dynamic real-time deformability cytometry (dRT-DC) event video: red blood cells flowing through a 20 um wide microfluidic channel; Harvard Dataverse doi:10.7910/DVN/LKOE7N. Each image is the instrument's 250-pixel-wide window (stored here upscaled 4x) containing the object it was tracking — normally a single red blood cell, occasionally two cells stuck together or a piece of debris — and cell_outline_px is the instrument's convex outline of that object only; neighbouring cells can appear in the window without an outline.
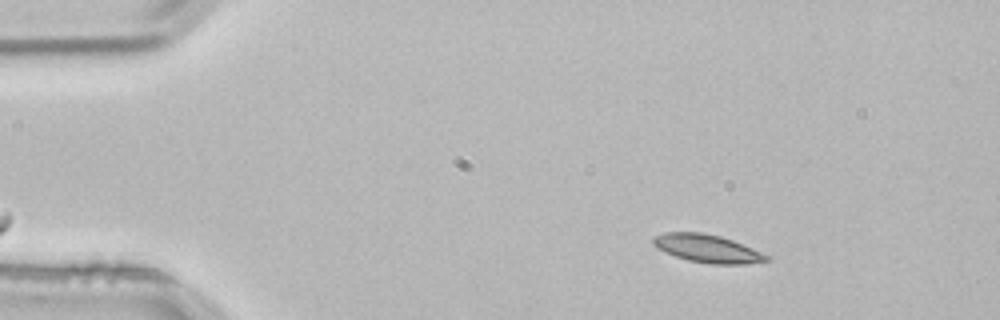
{"species": "common noctule bat (a hibernating species)", "species_latin": "Nyctalus noctula", "temperature_condition": "room temperature", "stored_images_in_passage": 2, "camera_frame_rate_fps": 3000, "um_per_image_px": 0.085, "animal": {"sex": "male", "body_mass_g": 21.5, "forearm_length_mm": 52.0}, "frame": {"image": 1, "passage_image": 1, "time_ms": 0.0, "image_size_px": [1000, 320], "cell_outline_px": [[772, 260], [748, 264], [712, 264], [688, 260], [676, 256], [652, 244], [652, 240], [656, 236], [664, 232], [704, 232], [720, 236], [732, 240], [760, 252], [768, 256]], "centroid_in_image_um": [60.15, 21.12], "position_along_channel_um": 24.9, "area_um2": 18.21}}